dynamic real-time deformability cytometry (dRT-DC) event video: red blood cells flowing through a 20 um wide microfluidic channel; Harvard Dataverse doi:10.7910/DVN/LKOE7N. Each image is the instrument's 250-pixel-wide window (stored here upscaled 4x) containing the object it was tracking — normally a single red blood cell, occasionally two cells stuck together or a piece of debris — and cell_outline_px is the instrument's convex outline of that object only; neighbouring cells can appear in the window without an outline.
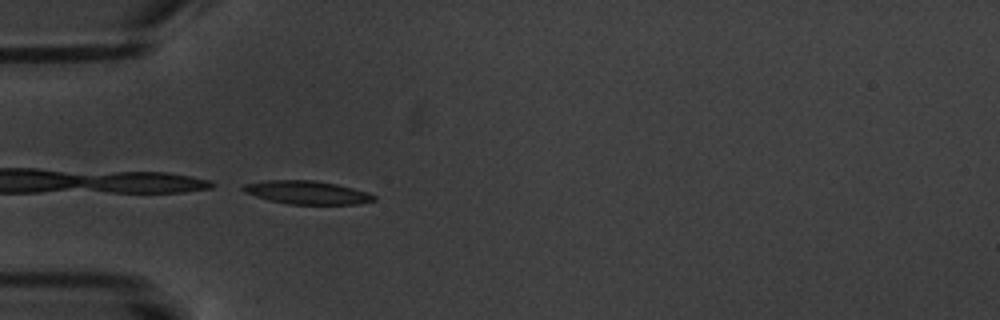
{"species": "common noctule bat (a hibernating species)", "species_latin": "Nyctalus noctula", "temperature_condition": "warm", "stored_images_in_passage": 5, "camera_frame_rate_fps": 3000, "um_per_image_px": 0.085, "animal": {"sex": "male", "body_mass_g": 20.1, "forearm_length_mm": 53.5}, "frame": {"image": 1, "passage_image": 5, "time_ms": 5.667, "image_size_px": [1000, 320], "cell_outline_px": [[376, 200], [356, 204], [288, 204], [256, 196], [244, 192], [240, 188], [244, 184], [268, 180], [316, 180], [336, 184], [368, 192], [376, 196]], "centroid_in_image_um": [26.1, 16.35], "position_along_channel_um": 58.9, "area_um2": 17.63}}